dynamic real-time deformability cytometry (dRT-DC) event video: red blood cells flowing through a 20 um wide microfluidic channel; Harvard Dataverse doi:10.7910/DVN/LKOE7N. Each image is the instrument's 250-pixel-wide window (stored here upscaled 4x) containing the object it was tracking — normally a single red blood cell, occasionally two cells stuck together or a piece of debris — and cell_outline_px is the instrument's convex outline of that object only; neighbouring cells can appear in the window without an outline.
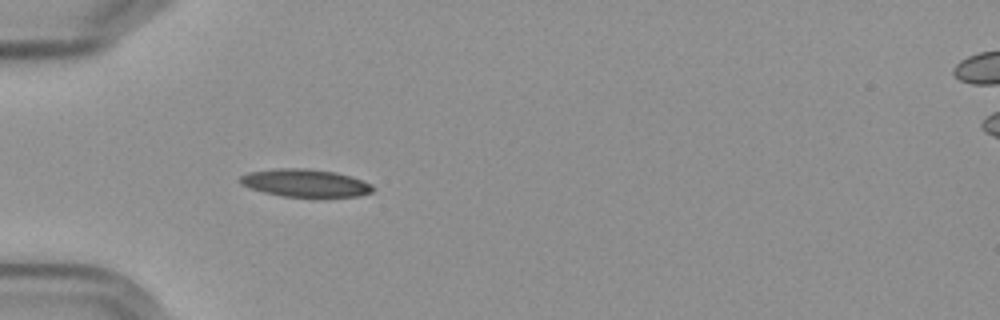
{"species": "Egyptian fruit bat (a non-hibernating species)", "species_latin": "Rousettus aegyptiacus", "temperature_condition": "cold", "stored_images_in_passage": 4, "camera_frame_rate_fps": 3000, "um_per_image_px": 0.085, "frame": {"image": 1, "passage_image": 4, "time_ms": 4.333, "image_size_px": [1000, 320], "cell_outline_px": [[372, 192], [360, 196], [284, 196], [264, 192], [240, 184], [240, 176], [248, 172], [276, 168], [308, 168], [336, 172], [364, 180], [372, 184]], "centroid_in_image_um": [25.95, 15.53], "position_along_channel_um": 59.1, "area_um2": 21.27}}